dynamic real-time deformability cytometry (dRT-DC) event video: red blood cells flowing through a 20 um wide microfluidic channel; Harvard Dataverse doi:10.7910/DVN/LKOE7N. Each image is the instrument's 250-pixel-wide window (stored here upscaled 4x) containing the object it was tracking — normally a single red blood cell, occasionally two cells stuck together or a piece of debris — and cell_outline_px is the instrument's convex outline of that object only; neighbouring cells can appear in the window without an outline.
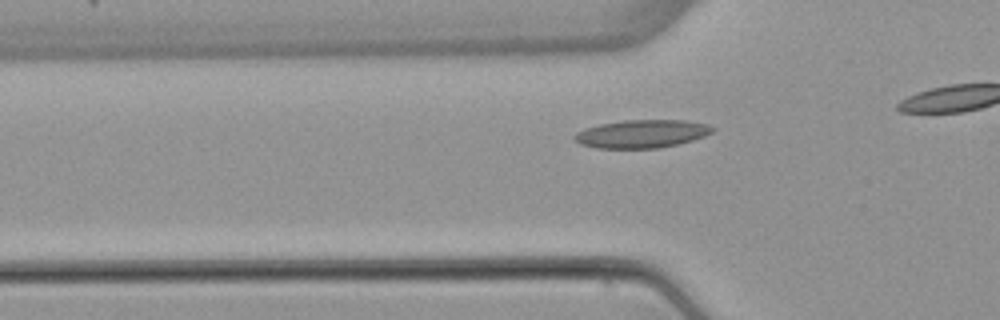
{"species": "common noctule bat (a hibernating species)", "species_latin": "Nyctalus noctula", "temperature_condition": "warm", "stored_images_in_passage": 23, "camera_frame_rate_fps": 3000, "um_per_image_px": 0.085, "animal": {"sex": "female", "body_mass_g": 22.7, "forearm_length_mm": 54.2}, "frame": {"image": 1, "passage_image": 5, "time_ms": 1.333, "image_size_px": [1000, 320], "cell_outline_px": [[716, 128], [712, 132], [704, 136], [692, 140], [660, 148], [596, 148], [580, 144], [572, 136], [576, 132], [584, 128], [600, 124], [624, 120], [684, 120], [708, 124]], "centroid_in_image_um": [54.54, 11.37], "position_along_channel_um": 71.3, "area_um2": 22.6}}
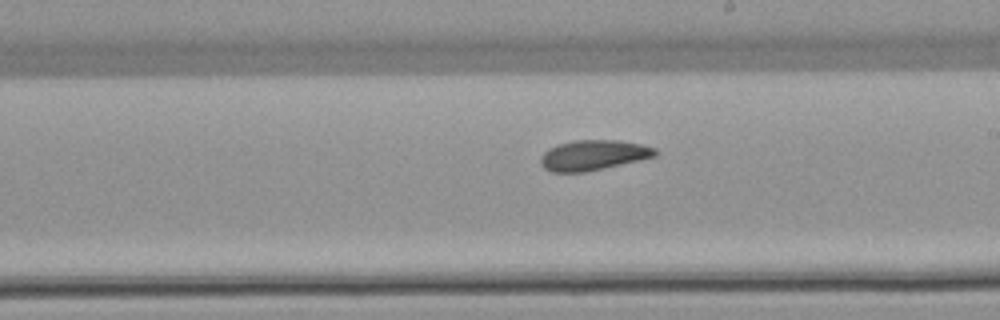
{"frame": {"image": 2, "passage_image": 18, "time_ms": 5.667, "image_size_px": [1000, 320], "cell_outline_px": [[656, 156], [640, 160], [604, 168], [584, 172], [552, 172], [544, 168], [540, 164], [540, 156], [548, 148], [572, 140], [620, 140], [640, 144], [656, 148]], "centroid_in_image_um": [50.41, 13.19], "position_along_channel_um": 238.6, "area_um2": 20.17}}
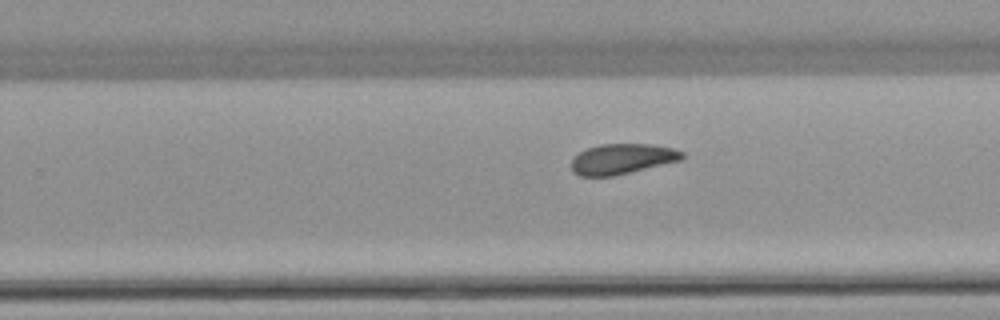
{"frame": {"image": 3, "passage_image": 21, "time_ms": 6.667, "image_size_px": [1000, 320], "cell_outline_px": [[684, 156], [680, 160], [612, 176], [580, 176], [572, 172], [572, 160], [580, 152], [588, 148], [600, 144], [652, 144], [672, 148], [684, 152]], "centroid_in_image_um": [52.87, 13.5], "position_along_channel_um": 276.9, "area_um2": 19.31}}